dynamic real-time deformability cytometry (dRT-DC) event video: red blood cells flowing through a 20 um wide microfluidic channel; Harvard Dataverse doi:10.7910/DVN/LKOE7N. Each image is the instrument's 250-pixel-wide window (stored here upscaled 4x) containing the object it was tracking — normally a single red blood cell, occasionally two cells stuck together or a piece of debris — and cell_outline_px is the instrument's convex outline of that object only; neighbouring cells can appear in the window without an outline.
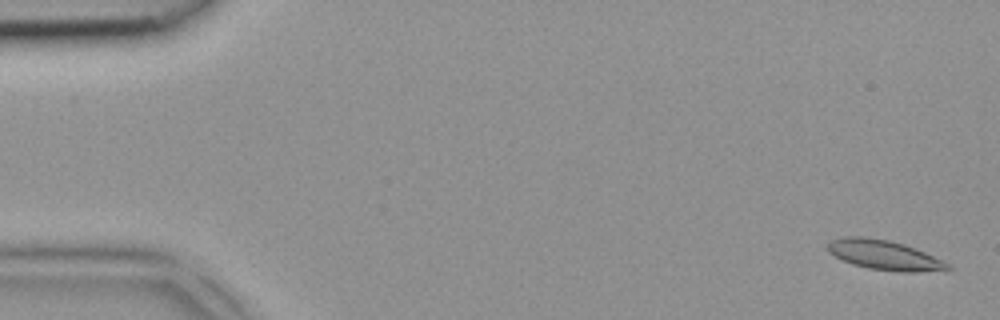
{"species": "common noctule bat (a hibernating species)", "species_latin": "Nyctalus noctula", "temperature_condition": "room temperature", "stored_images_in_passage": 6, "camera_frame_rate_fps": 3000, "um_per_image_px": 0.085, "animal": {"sex": "female", "body_mass_g": 18.4}, "frame": {"image": 1, "passage_image": 1, "time_ms": 0.0, "image_size_px": [1000, 320], "cell_outline_px": [[952, 268], [948, 272], [900, 272], [868, 268], [852, 264], [828, 252], [828, 244], [832, 240], [848, 236], [860, 236], [888, 240], [904, 244], [924, 252], [948, 264]], "centroid_in_image_um": [75.22, 21.7], "position_along_channel_um": 9.8, "area_um2": 20.69}}